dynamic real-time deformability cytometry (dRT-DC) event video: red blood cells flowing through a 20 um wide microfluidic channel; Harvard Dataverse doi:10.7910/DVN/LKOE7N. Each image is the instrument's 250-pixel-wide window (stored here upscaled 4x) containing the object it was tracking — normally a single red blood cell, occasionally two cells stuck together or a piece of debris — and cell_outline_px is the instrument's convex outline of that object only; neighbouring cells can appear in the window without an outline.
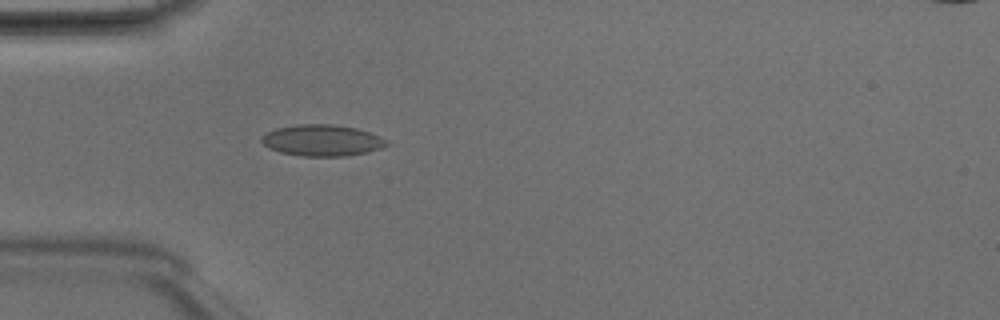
{"species": "Egyptian fruit bat (a non-hibernating species)", "species_latin": "Rousettus aegyptiacus", "temperature_condition": "room temperature", "stored_images_in_passage": 2, "camera_frame_rate_fps": 3000, "um_per_image_px": 0.085, "animal": {"sex": "male"}, "frame": {"image": 1, "passage_image": 2, "time_ms": 0.333, "image_size_px": [1000, 320], "cell_outline_px": [[388, 144], [380, 148], [368, 152], [348, 156], [300, 156], [280, 152], [268, 148], [260, 140], [260, 136], [276, 128], [296, 124], [332, 124], [356, 128], [380, 136], [388, 140]], "centroid_in_image_um": [27.36, 11.93], "position_along_channel_um": 57.6, "area_um2": 22.95}}